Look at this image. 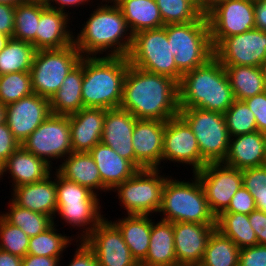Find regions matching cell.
<instances>
[{
	"label": "cell",
	"mask_w": 266,
	"mask_h": 266,
	"mask_svg": "<svg viewBox=\"0 0 266 266\" xmlns=\"http://www.w3.org/2000/svg\"><path fill=\"white\" fill-rule=\"evenodd\" d=\"M119 108L138 120L166 122L177 117L180 111L178 82L129 65Z\"/></svg>",
	"instance_id": "obj_1"
},
{
	"label": "cell",
	"mask_w": 266,
	"mask_h": 266,
	"mask_svg": "<svg viewBox=\"0 0 266 266\" xmlns=\"http://www.w3.org/2000/svg\"><path fill=\"white\" fill-rule=\"evenodd\" d=\"M110 4L96 6L86 22L81 24L82 30L74 35V44L82 57H100L102 54L107 57L128 56L133 34L121 9Z\"/></svg>",
	"instance_id": "obj_2"
},
{
	"label": "cell",
	"mask_w": 266,
	"mask_h": 266,
	"mask_svg": "<svg viewBox=\"0 0 266 266\" xmlns=\"http://www.w3.org/2000/svg\"><path fill=\"white\" fill-rule=\"evenodd\" d=\"M179 108H201L224 114L236 100L224 66L214 56L182 75Z\"/></svg>",
	"instance_id": "obj_3"
},
{
	"label": "cell",
	"mask_w": 266,
	"mask_h": 266,
	"mask_svg": "<svg viewBox=\"0 0 266 266\" xmlns=\"http://www.w3.org/2000/svg\"><path fill=\"white\" fill-rule=\"evenodd\" d=\"M129 65L127 57H83V107L119 108Z\"/></svg>",
	"instance_id": "obj_4"
},
{
	"label": "cell",
	"mask_w": 266,
	"mask_h": 266,
	"mask_svg": "<svg viewBox=\"0 0 266 266\" xmlns=\"http://www.w3.org/2000/svg\"><path fill=\"white\" fill-rule=\"evenodd\" d=\"M190 181H180L171 175L167 177L158 214L167 222H190L198 224H216L202 185L193 173Z\"/></svg>",
	"instance_id": "obj_5"
},
{
	"label": "cell",
	"mask_w": 266,
	"mask_h": 266,
	"mask_svg": "<svg viewBox=\"0 0 266 266\" xmlns=\"http://www.w3.org/2000/svg\"><path fill=\"white\" fill-rule=\"evenodd\" d=\"M172 48L177 69L185 74L214 57L209 23L206 15L192 22L163 26Z\"/></svg>",
	"instance_id": "obj_6"
},
{
	"label": "cell",
	"mask_w": 266,
	"mask_h": 266,
	"mask_svg": "<svg viewBox=\"0 0 266 266\" xmlns=\"http://www.w3.org/2000/svg\"><path fill=\"white\" fill-rule=\"evenodd\" d=\"M167 32L164 27L146 29L133 35V43L127 56L129 64L141 70L166 75L178 83L182 73L175 65Z\"/></svg>",
	"instance_id": "obj_7"
},
{
	"label": "cell",
	"mask_w": 266,
	"mask_h": 266,
	"mask_svg": "<svg viewBox=\"0 0 266 266\" xmlns=\"http://www.w3.org/2000/svg\"><path fill=\"white\" fill-rule=\"evenodd\" d=\"M161 173L162 169L138 170L131 178L111 190L117 193L116 197L118 196L127 215H157L163 187L169 176Z\"/></svg>",
	"instance_id": "obj_8"
},
{
	"label": "cell",
	"mask_w": 266,
	"mask_h": 266,
	"mask_svg": "<svg viewBox=\"0 0 266 266\" xmlns=\"http://www.w3.org/2000/svg\"><path fill=\"white\" fill-rule=\"evenodd\" d=\"M81 58L75 44L59 49L37 50L30 69L33 93L50 100Z\"/></svg>",
	"instance_id": "obj_9"
},
{
	"label": "cell",
	"mask_w": 266,
	"mask_h": 266,
	"mask_svg": "<svg viewBox=\"0 0 266 266\" xmlns=\"http://www.w3.org/2000/svg\"><path fill=\"white\" fill-rule=\"evenodd\" d=\"M178 115L195 134L201 157L207 163L223 162L230 140L224 114L201 108H180Z\"/></svg>",
	"instance_id": "obj_10"
},
{
	"label": "cell",
	"mask_w": 266,
	"mask_h": 266,
	"mask_svg": "<svg viewBox=\"0 0 266 266\" xmlns=\"http://www.w3.org/2000/svg\"><path fill=\"white\" fill-rule=\"evenodd\" d=\"M70 136L69 116L51 114L21 146L52 166L72 152Z\"/></svg>",
	"instance_id": "obj_11"
},
{
	"label": "cell",
	"mask_w": 266,
	"mask_h": 266,
	"mask_svg": "<svg viewBox=\"0 0 266 266\" xmlns=\"http://www.w3.org/2000/svg\"><path fill=\"white\" fill-rule=\"evenodd\" d=\"M206 16L213 48L226 37L255 29L254 0H222Z\"/></svg>",
	"instance_id": "obj_12"
},
{
	"label": "cell",
	"mask_w": 266,
	"mask_h": 266,
	"mask_svg": "<svg viewBox=\"0 0 266 266\" xmlns=\"http://www.w3.org/2000/svg\"><path fill=\"white\" fill-rule=\"evenodd\" d=\"M194 174L202 185L209 208L215 217L228 208L231 198L243 182L242 170L222 162L207 163Z\"/></svg>",
	"instance_id": "obj_13"
},
{
	"label": "cell",
	"mask_w": 266,
	"mask_h": 266,
	"mask_svg": "<svg viewBox=\"0 0 266 266\" xmlns=\"http://www.w3.org/2000/svg\"><path fill=\"white\" fill-rule=\"evenodd\" d=\"M163 141V163L169 160L170 163L187 164L192 166V173L207 164L201 157L195 134L179 115L166 121Z\"/></svg>",
	"instance_id": "obj_14"
},
{
	"label": "cell",
	"mask_w": 266,
	"mask_h": 266,
	"mask_svg": "<svg viewBox=\"0 0 266 266\" xmlns=\"http://www.w3.org/2000/svg\"><path fill=\"white\" fill-rule=\"evenodd\" d=\"M214 56L222 65L260 67L266 59V32L252 29L226 37L214 48Z\"/></svg>",
	"instance_id": "obj_15"
},
{
	"label": "cell",
	"mask_w": 266,
	"mask_h": 266,
	"mask_svg": "<svg viewBox=\"0 0 266 266\" xmlns=\"http://www.w3.org/2000/svg\"><path fill=\"white\" fill-rule=\"evenodd\" d=\"M105 217L83 240L99 266H137L119 228Z\"/></svg>",
	"instance_id": "obj_16"
},
{
	"label": "cell",
	"mask_w": 266,
	"mask_h": 266,
	"mask_svg": "<svg viewBox=\"0 0 266 266\" xmlns=\"http://www.w3.org/2000/svg\"><path fill=\"white\" fill-rule=\"evenodd\" d=\"M51 114L50 100L35 93L6 105V123L20 144Z\"/></svg>",
	"instance_id": "obj_17"
},
{
	"label": "cell",
	"mask_w": 266,
	"mask_h": 266,
	"mask_svg": "<svg viewBox=\"0 0 266 266\" xmlns=\"http://www.w3.org/2000/svg\"><path fill=\"white\" fill-rule=\"evenodd\" d=\"M166 122L161 120H137L133 130L135 167L162 169L163 133Z\"/></svg>",
	"instance_id": "obj_18"
},
{
	"label": "cell",
	"mask_w": 266,
	"mask_h": 266,
	"mask_svg": "<svg viewBox=\"0 0 266 266\" xmlns=\"http://www.w3.org/2000/svg\"><path fill=\"white\" fill-rule=\"evenodd\" d=\"M177 266L199 265L216 224L173 222Z\"/></svg>",
	"instance_id": "obj_19"
},
{
	"label": "cell",
	"mask_w": 266,
	"mask_h": 266,
	"mask_svg": "<svg viewBox=\"0 0 266 266\" xmlns=\"http://www.w3.org/2000/svg\"><path fill=\"white\" fill-rule=\"evenodd\" d=\"M138 119L121 108L108 109L104 119L101 142L135 166L133 130Z\"/></svg>",
	"instance_id": "obj_20"
},
{
	"label": "cell",
	"mask_w": 266,
	"mask_h": 266,
	"mask_svg": "<svg viewBox=\"0 0 266 266\" xmlns=\"http://www.w3.org/2000/svg\"><path fill=\"white\" fill-rule=\"evenodd\" d=\"M106 110L84 107L69 115L72 152H89L101 142Z\"/></svg>",
	"instance_id": "obj_21"
},
{
	"label": "cell",
	"mask_w": 266,
	"mask_h": 266,
	"mask_svg": "<svg viewBox=\"0 0 266 266\" xmlns=\"http://www.w3.org/2000/svg\"><path fill=\"white\" fill-rule=\"evenodd\" d=\"M71 12L46 7L40 14L36 32V50L59 49L74 44V33L69 29Z\"/></svg>",
	"instance_id": "obj_22"
},
{
	"label": "cell",
	"mask_w": 266,
	"mask_h": 266,
	"mask_svg": "<svg viewBox=\"0 0 266 266\" xmlns=\"http://www.w3.org/2000/svg\"><path fill=\"white\" fill-rule=\"evenodd\" d=\"M52 176L53 172L42 181L11 188L13 192L10 199L19 207L48 215L54 220L57 197L55 176Z\"/></svg>",
	"instance_id": "obj_23"
},
{
	"label": "cell",
	"mask_w": 266,
	"mask_h": 266,
	"mask_svg": "<svg viewBox=\"0 0 266 266\" xmlns=\"http://www.w3.org/2000/svg\"><path fill=\"white\" fill-rule=\"evenodd\" d=\"M266 134L255 131L230 137L225 165L239 170L263 166Z\"/></svg>",
	"instance_id": "obj_24"
},
{
	"label": "cell",
	"mask_w": 266,
	"mask_h": 266,
	"mask_svg": "<svg viewBox=\"0 0 266 266\" xmlns=\"http://www.w3.org/2000/svg\"><path fill=\"white\" fill-rule=\"evenodd\" d=\"M53 166L20 146L4 163V174L9 173L12 188L42 181L52 174Z\"/></svg>",
	"instance_id": "obj_25"
},
{
	"label": "cell",
	"mask_w": 266,
	"mask_h": 266,
	"mask_svg": "<svg viewBox=\"0 0 266 266\" xmlns=\"http://www.w3.org/2000/svg\"><path fill=\"white\" fill-rule=\"evenodd\" d=\"M54 167L63 178L73 181L83 187L88 188L94 194L98 190L109 192L110 190L102 183L99 170L94 159L89 152H71L66 159ZM97 190V191H96Z\"/></svg>",
	"instance_id": "obj_26"
},
{
	"label": "cell",
	"mask_w": 266,
	"mask_h": 266,
	"mask_svg": "<svg viewBox=\"0 0 266 266\" xmlns=\"http://www.w3.org/2000/svg\"><path fill=\"white\" fill-rule=\"evenodd\" d=\"M89 154L96 163L102 183L110 192L116 185L131 178L138 171L129 160L121 157L115 150L102 142L96 144Z\"/></svg>",
	"instance_id": "obj_27"
},
{
	"label": "cell",
	"mask_w": 266,
	"mask_h": 266,
	"mask_svg": "<svg viewBox=\"0 0 266 266\" xmlns=\"http://www.w3.org/2000/svg\"><path fill=\"white\" fill-rule=\"evenodd\" d=\"M140 266H177L173 223L152 219L148 254Z\"/></svg>",
	"instance_id": "obj_28"
},
{
	"label": "cell",
	"mask_w": 266,
	"mask_h": 266,
	"mask_svg": "<svg viewBox=\"0 0 266 266\" xmlns=\"http://www.w3.org/2000/svg\"><path fill=\"white\" fill-rule=\"evenodd\" d=\"M124 215L113 223L121 231L132 257L140 264L148 254L152 218L150 215Z\"/></svg>",
	"instance_id": "obj_29"
},
{
	"label": "cell",
	"mask_w": 266,
	"mask_h": 266,
	"mask_svg": "<svg viewBox=\"0 0 266 266\" xmlns=\"http://www.w3.org/2000/svg\"><path fill=\"white\" fill-rule=\"evenodd\" d=\"M83 57L63 81L59 90L50 99V110L56 115H71L83 107L82 99Z\"/></svg>",
	"instance_id": "obj_30"
},
{
	"label": "cell",
	"mask_w": 266,
	"mask_h": 266,
	"mask_svg": "<svg viewBox=\"0 0 266 266\" xmlns=\"http://www.w3.org/2000/svg\"><path fill=\"white\" fill-rule=\"evenodd\" d=\"M100 208V203L57 204L58 214L56 215H59L65 222L63 224L81 229V233L77 234V237L75 235L74 239L83 241L105 218Z\"/></svg>",
	"instance_id": "obj_31"
},
{
	"label": "cell",
	"mask_w": 266,
	"mask_h": 266,
	"mask_svg": "<svg viewBox=\"0 0 266 266\" xmlns=\"http://www.w3.org/2000/svg\"><path fill=\"white\" fill-rule=\"evenodd\" d=\"M118 7L133 35L142 30L164 26L155 0H124Z\"/></svg>",
	"instance_id": "obj_32"
},
{
	"label": "cell",
	"mask_w": 266,
	"mask_h": 266,
	"mask_svg": "<svg viewBox=\"0 0 266 266\" xmlns=\"http://www.w3.org/2000/svg\"><path fill=\"white\" fill-rule=\"evenodd\" d=\"M236 100L259 95L266 91L260 67L246 65H223Z\"/></svg>",
	"instance_id": "obj_33"
},
{
	"label": "cell",
	"mask_w": 266,
	"mask_h": 266,
	"mask_svg": "<svg viewBox=\"0 0 266 266\" xmlns=\"http://www.w3.org/2000/svg\"><path fill=\"white\" fill-rule=\"evenodd\" d=\"M216 229L230 238L240 249L258 244L247 214L222 212L216 217Z\"/></svg>",
	"instance_id": "obj_34"
},
{
	"label": "cell",
	"mask_w": 266,
	"mask_h": 266,
	"mask_svg": "<svg viewBox=\"0 0 266 266\" xmlns=\"http://www.w3.org/2000/svg\"><path fill=\"white\" fill-rule=\"evenodd\" d=\"M240 248L215 229L208 240L199 266H238Z\"/></svg>",
	"instance_id": "obj_35"
},
{
	"label": "cell",
	"mask_w": 266,
	"mask_h": 266,
	"mask_svg": "<svg viewBox=\"0 0 266 266\" xmlns=\"http://www.w3.org/2000/svg\"><path fill=\"white\" fill-rule=\"evenodd\" d=\"M36 51L31 43L10 38L0 52V75L30 72Z\"/></svg>",
	"instance_id": "obj_36"
},
{
	"label": "cell",
	"mask_w": 266,
	"mask_h": 266,
	"mask_svg": "<svg viewBox=\"0 0 266 266\" xmlns=\"http://www.w3.org/2000/svg\"><path fill=\"white\" fill-rule=\"evenodd\" d=\"M53 224L44 232L30 237L27 254L61 258L65 249L76 242L71 236H65L57 232V223ZM74 240V241H73ZM73 241V242H72Z\"/></svg>",
	"instance_id": "obj_37"
},
{
	"label": "cell",
	"mask_w": 266,
	"mask_h": 266,
	"mask_svg": "<svg viewBox=\"0 0 266 266\" xmlns=\"http://www.w3.org/2000/svg\"><path fill=\"white\" fill-rule=\"evenodd\" d=\"M8 205V211L1 215L12 225L21 228L29 238L44 232L53 224L54 220L50 216L19 207L11 199Z\"/></svg>",
	"instance_id": "obj_38"
},
{
	"label": "cell",
	"mask_w": 266,
	"mask_h": 266,
	"mask_svg": "<svg viewBox=\"0 0 266 266\" xmlns=\"http://www.w3.org/2000/svg\"><path fill=\"white\" fill-rule=\"evenodd\" d=\"M46 8L39 3H21L15 6L12 38L31 43L36 49V32L41 12Z\"/></svg>",
	"instance_id": "obj_39"
},
{
	"label": "cell",
	"mask_w": 266,
	"mask_h": 266,
	"mask_svg": "<svg viewBox=\"0 0 266 266\" xmlns=\"http://www.w3.org/2000/svg\"><path fill=\"white\" fill-rule=\"evenodd\" d=\"M33 94L30 72L0 75V103L8 105Z\"/></svg>",
	"instance_id": "obj_40"
},
{
	"label": "cell",
	"mask_w": 266,
	"mask_h": 266,
	"mask_svg": "<svg viewBox=\"0 0 266 266\" xmlns=\"http://www.w3.org/2000/svg\"><path fill=\"white\" fill-rule=\"evenodd\" d=\"M164 25L200 19L203 14L188 0H155Z\"/></svg>",
	"instance_id": "obj_41"
},
{
	"label": "cell",
	"mask_w": 266,
	"mask_h": 266,
	"mask_svg": "<svg viewBox=\"0 0 266 266\" xmlns=\"http://www.w3.org/2000/svg\"><path fill=\"white\" fill-rule=\"evenodd\" d=\"M224 117L230 137L257 131L255 116L244 101L235 100Z\"/></svg>",
	"instance_id": "obj_42"
},
{
	"label": "cell",
	"mask_w": 266,
	"mask_h": 266,
	"mask_svg": "<svg viewBox=\"0 0 266 266\" xmlns=\"http://www.w3.org/2000/svg\"><path fill=\"white\" fill-rule=\"evenodd\" d=\"M53 175L56 181L57 204L100 203L99 195L88 188L63 178L57 171Z\"/></svg>",
	"instance_id": "obj_43"
},
{
	"label": "cell",
	"mask_w": 266,
	"mask_h": 266,
	"mask_svg": "<svg viewBox=\"0 0 266 266\" xmlns=\"http://www.w3.org/2000/svg\"><path fill=\"white\" fill-rule=\"evenodd\" d=\"M29 239L21 228L9 223L0 213V250L23 258L27 255Z\"/></svg>",
	"instance_id": "obj_44"
},
{
	"label": "cell",
	"mask_w": 266,
	"mask_h": 266,
	"mask_svg": "<svg viewBox=\"0 0 266 266\" xmlns=\"http://www.w3.org/2000/svg\"><path fill=\"white\" fill-rule=\"evenodd\" d=\"M242 185L253 196L256 209L266 213V166L242 170Z\"/></svg>",
	"instance_id": "obj_45"
},
{
	"label": "cell",
	"mask_w": 266,
	"mask_h": 266,
	"mask_svg": "<svg viewBox=\"0 0 266 266\" xmlns=\"http://www.w3.org/2000/svg\"><path fill=\"white\" fill-rule=\"evenodd\" d=\"M254 210H256L255 200L249 191L242 185L231 198L228 208L223 212L249 215Z\"/></svg>",
	"instance_id": "obj_46"
},
{
	"label": "cell",
	"mask_w": 266,
	"mask_h": 266,
	"mask_svg": "<svg viewBox=\"0 0 266 266\" xmlns=\"http://www.w3.org/2000/svg\"><path fill=\"white\" fill-rule=\"evenodd\" d=\"M238 266H266V245L240 249Z\"/></svg>",
	"instance_id": "obj_47"
},
{
	"label": "cell",
	"mask_w": 266,
	"mask_h": 266,
	"mask_svg": "<svg viewBox=\"0 0 266 266\" xmlns=\"http://www.w3.org/2000/svg\"><path fill=\"white\" fill-rule=\"evenodd\" d=\"M244 102L255 116L257 131L266 134V91L247 98Z\"/></svg>",
	"instance_id": "obj_48"
},
{
	"label": "cell",
	"mask_w": 266,
	"mask_h": 266,
	"mask_svg": "<svg viewBox=\"0 0 266 266\" xmlns=\"http://www.w3.org/2000/svg\"><path fill=\"white\" fill-rule=\"evenodd\" d=\"M21 146L10 131L7 123L0 125V161L5 163L7 159Z\"/></svg>",
	"instance_id": "obj_49"
},
{
	"label": "cell",
	"mask_w": 266,
	"mask_h": 266,
	"mask_svg": "<svg viewBox=\"0 0 266 266\" xmlns=\"http://www.w3.org/2000/svg\"><path fill=\"white\" fill-rule=\"evenodd\" d=\"M76 246L73 258L67 266H99L94 252L84 241H76Z\"/></svg>",
	"instance_id": "obj_50"
},
{
	"label": "cell",
	"mask_w": 266,
	"mask_h": 266,
	"mask_svg": "<svg viewBox=\"0 0 266 266\" xmlns=\"http://www.w3.org/2000/svg\"><path fill=\"white\" fill-rule=\"evenodd\" d=\"M249 222L254 229L258 244L266 245V213L254 210L249 214Z\"/></svg>",
	"instance_id": "obj_51"
},
{
	"label": "cell",
	"mask_w": 266,
	"mask_h": 266,
	"mask_svg": "<svg viewBox=\"0 0 266 266\" xmlns=\"http://www.w3.org/2000/svg\"><path fill=\"white\" fill-rule=\"evenodd\" d=\"M15 6L0 3V31L12 38L14 31Z\"/></svg>",
	"instance_id": "obj_52"
},
{
	"label": "cell",
	"mask_w": 266,
	"mask_h": 266,
	"mask_svg": "<svg viewBox=\"0 0 266 266\" xmlns=\"http://www.w3.org/2000/svg\"><path fill=\"white\" fill-rule=\"evenodd\" d=\"M61 259L27 254L22 259V266H59Z\"/></svg>",
	"instance_id": "obj_53"
},
{
	"label": "cell",
	"mask_w": 266,
	"mask_h": 266,
	"mask_svg": "<svg viewBox=\"0 0 266 266\" xmlns=\"http://www.w3.org/2000/svg\"><path fill=\"white\" fill-rule=\"evenodd\" d=\"M92 2V0H91ZM90 0H47L45 6L51 9H55L61 12H65L66 7L67 9L70 7H72L74 9V7H82V5L84 6L85 4H89Z\"/></svg>",
	"instance_id": "obj_54"
},
{
	"label": "cell",
	"mask_w": 266,
	"mask_h": 266,
	"mask_svg": "<svg viewBox=\"0 0 266 266\" xmlns=\"http://www.w3.org/2000/svg\"><path fill=\"white\" fill-rule=\"evenodd\" d=\"M255 29L266 32V0H254Z\"/></svg>",
	"instance_id": "obj_55"
},
{
	"label": "cell",
	"mask_w": 266,
	"mask_h": 266,
	"mask_svg": "<svg viewBox=\"0 0 266 266\" xmlns=\"http://www.w3.org/2000/svg\"><path fill=\"white\" fill-rule=\"evenodd\" d=\"M22 257L0 250V266H22Z\"/></svg>",
	"instance_id": "obj_56"
},
{
	"label": "cell",
	"mask_w": 266,
	"mask_h": 266,
	"mask_svg": "<svg viewBox=\"0 0 266 266\" xmlns=\"http://www.w3.org/2000/svg\"><path fill=\"white\" fill-rule=\"evenodd\" d=\"M219 1L222 0H202V14L206 15L207 11Z\"/></svg>",
	"instance_id": "obj_57"
},
{
	"label": "cell",
	"mask_w": 266,
	"mask_h": 266,
	"mask_svg": "<svg viewBox=\"0 0 266 266\" xmlns=\"http://www.w3.org/2000/svg\"><path fill=\"white\" fill-rule=\"evenodd\" d=\"M6 122V105L0 103V125Z\"/></svg>",
	"instance_id": "obj_58"
},
{
	"label": "cell",
	"mask_w": 266,
	"mask_h": 266,
	"mask_svg": "<svg viewBox=\"0 0 266 266\" xmlns=\"http://www.w3.org/2000/svg\"><path fill=\"white\" fill-rule=\"evenodd\" d=\"M9 39H10V37H8L7 35H4L0 31V52L4 49L6 43L8 42Z\"/></svg>",
	"instance_id": "obj_59"
},
{
	"label": "cell",
	"mask_w": 266,
	"mask_h": 266,
	"mask_svg": "<svg viewBox=\"0 0 266 266\" xmlns=\"http://www.w3.org/2000/svg\"><path fill=\"white\" fill-rule=\"evenodd\" d=\"M0 3L16 6L18 4L23 3V0H0Z\"/></svg>",
	"instance_id": "obj_60"
},
{
	"label": "cell",
	"mask_w": 266,
	"mask_h": 266,
	"mask_svg": "<svg viewBox=\"0 0 266 266\" xmlns=\"http://www.w3.org/2000/svg\"><path fill=\"white\" fill-rule=\"evenodd\" d=\"M260 69L266 86V59L261 63Z\"/></svg>",
	"instance_id": "obj_61"
},
{
	"label": "cell",
	"mask_w": 266,
	"mask_h": 266,
	"mask_svg": "<svg viewBox=\"0 0 266 266\" xmlns=\"http://www.w3.org/2000/svg\"><path fill=\"white\" fill-rule=\"evenodd\" d=\"M202 13V0H188Z\"/></svg>",
	"instance_id": "obj_62"
},
{
	"label": "cell",
	"mask_w": 266,
	"mask_h": 266,
	"mask_svg": "<svg viewBox=\"0 0 266 266\" xmlns=\"http://www.w3.org/2000/svg\"><path fill=\"white\" fill-rule=\"evenodd\" d=\"M39 3L45 5L47 0H23V3Z\"/></svg>",
	"instance_id": "obj_63"
},
{
	"label": "cell",
	"mask_w": 266,
	"mask_h": 266,
	"mask_svg": "<svg viewBox=\"0 0 266 266\" xmlns=\"http://www.w3.org/2000/svg\"><path fill=\"white\" fill-rule=\"evenodd\" d=\"M3 176H5V174H4V163H2V162L0 161V178L3 179V178H2ZM1 179H0V180H1Z\"/></svg>",
	"instance_id": "obj_64"
},
{
	"label": "cell",
	"mask_w": 266,
	"mask_h": 266,
	"mask_svg": "<svg viewBox=\"0 0 266 266\" xmlns=\"http://www.w3.org/2000/svg\"><path fill=\"white\" fill-rule=\"evenodd\" d=\"M122 1H124V0H114L113 2H112V4H115V5H119Z\"/></svg>",
	"instance_id": "obj_65"
},
{
	"label": "cell",
	"mask_w": 266,
	"mask_h": 266,
	"mask_svg": "<svg viewBox=\"0 0 266 266\" xmlns=\"http://www.w3.org/2000/svg\"><path fill=\"white\" fill-rule=\"evenodd\" d=\"M93 1V0H92ZM114 0H102V1H100L101 3H103V2H108V3H112Z\"/></svg>",
	"instance_id": "obj_66"
},
{
	"label": "cell",
	"mask_w": 266,
	"mask_h": 266,
	"mask_svg": "<svg viewBox=\"0 0 266 266\" xmlns=\"http://www.w3.org/2000/svg\"><path fill=\"white\" fill-rule=\"evenodd\" d=\"M263 165L266 166V147H265V160H264Z\"/></svg>",
	"instance_id": "obj_67"
}]
</instances>
